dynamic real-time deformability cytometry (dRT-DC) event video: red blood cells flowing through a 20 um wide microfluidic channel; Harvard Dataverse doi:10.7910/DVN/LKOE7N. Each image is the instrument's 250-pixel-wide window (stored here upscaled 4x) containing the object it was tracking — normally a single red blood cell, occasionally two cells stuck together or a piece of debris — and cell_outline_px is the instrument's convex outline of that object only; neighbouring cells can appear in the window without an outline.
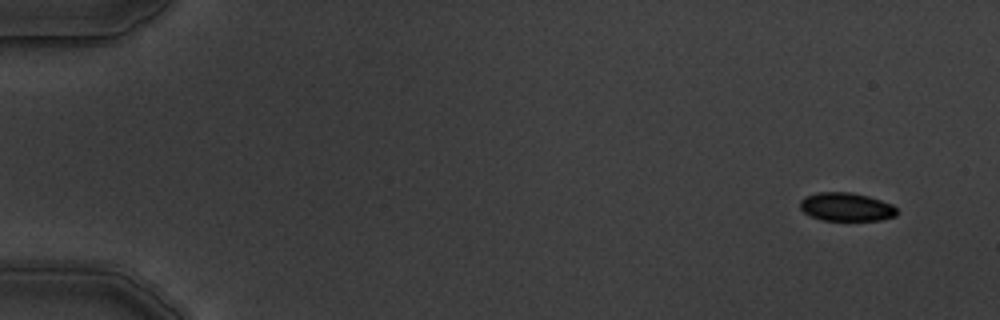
{"species": "common noctule bat (a hibernating species)", "species_latin": "Nyctalus noctula", "temperature_condition": "warm", "stored_images_in_passage": 7, "camera_frame_rate_fps": 3000, "um_per_image_px": 0.085, "animal": {"sex": "male", "body_mass_g": 19.5, "forearm_length_mm": 54.6}, "frame": {"image": 1, "passage_image": 1, "time_ms": 0.0, "image_size_px": [1000, 320], "cell_outline_px": [[896, 216], [880, 220], [824, 220], [812, 216], [804, 212], [800, 208], [800, 200], [804, 196], [816, 192], [852, 192], [868, 196], [892, 204], [896, 208]], "centroid_in_image_um": [71.91, 17.57], "position_along_channel_um": 13.1, "area_um2": 16.01}}
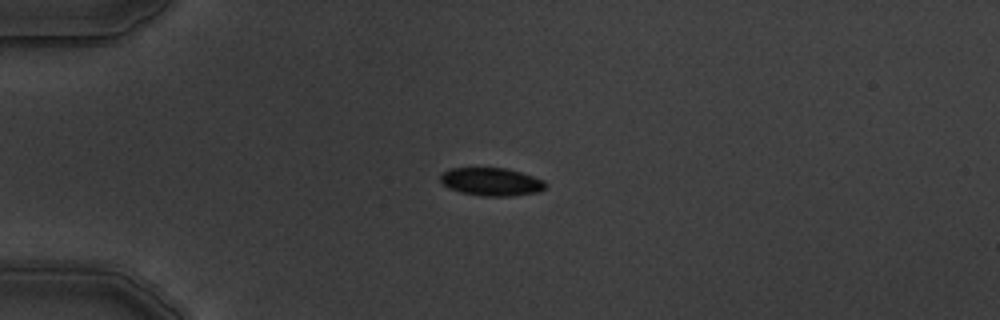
{"frame": {"image": 2, "passage_image": 4, "time_ms": 3.667, "image_size_px": [1000, 320], "cell_outline_px": [[548, 184], [540, 192], [512, 196], [484, 196], [460, 192], [448, 188], [440, 180], [440, 176], [448, 168], [504, 168], [520, 172], [544, 180]], "centroid_in_image_um": [41.78, 15.45], "position_along_channel_um": 43.2, "area_um2": 17.17}}
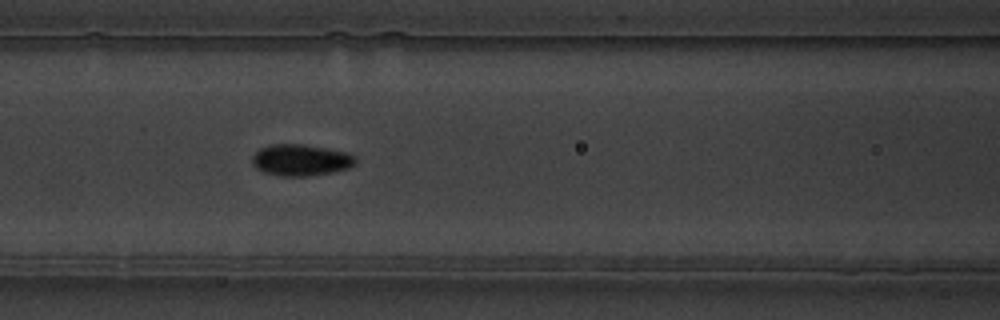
{"frame": {"image": 3, "passage_image": 7, "time_ms": 7.0, "image_size_px": [1000, 320], "cell_outline_px": [[356, 164], [348, 168], [332, 172], [308, 176], [280, 176], [264, 172], [256, 168], [252, 164], [252, 156], [260, 148], [272, 144], [300, 144], [324, 148], [344, 152], [356, 156]], "centroid_in_image_um": [25.55, 13.61], "position_along_channel_um": 141.1, "area_um2": 18.84}}